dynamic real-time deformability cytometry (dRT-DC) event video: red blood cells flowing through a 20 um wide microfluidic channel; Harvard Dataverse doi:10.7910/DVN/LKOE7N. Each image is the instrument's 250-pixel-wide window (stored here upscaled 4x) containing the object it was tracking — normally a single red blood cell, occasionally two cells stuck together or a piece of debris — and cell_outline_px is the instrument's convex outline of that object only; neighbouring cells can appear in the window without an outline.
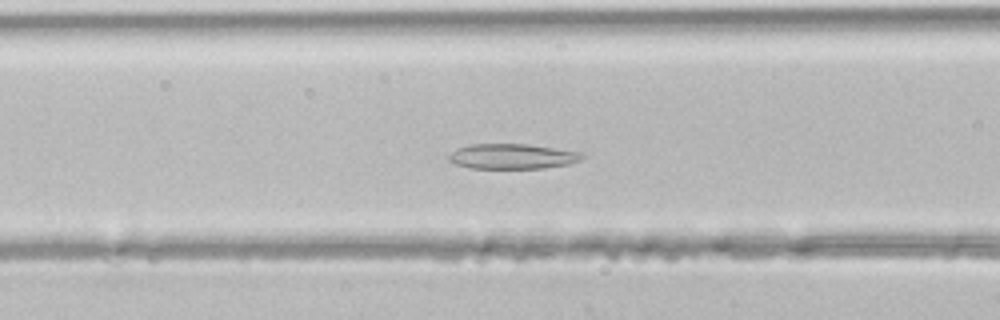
{"species": "common noctule bat (a hibernating species)", "species_latin": "Nyctalus noctula", "temperature_condition": "room temperature", "stored_images_in_passage": 37, "camera_frame_rate_fps": 3000, "um_per_image_px": 0.085, "animal": {"sex": "male", "body_mass_g": 21.5, "forearm_length_mm": 52.0}, "frame": {"image": 1, "passage_image": 11, "time_ms": 3.333, "image_size_px": [1000, 320], "cell_outline_px": [[584, 156], [580, 160], [568, 164], [544, 168], [472, 168], [456, 164], [448, 160], [448, 156], [456, 148], [472, 144], [528, 144], [580, 152]], "centroid_in_image_um": [43.52, 13.29], "position_along_channel_um": 123.1, "area_um2": 19.36}}
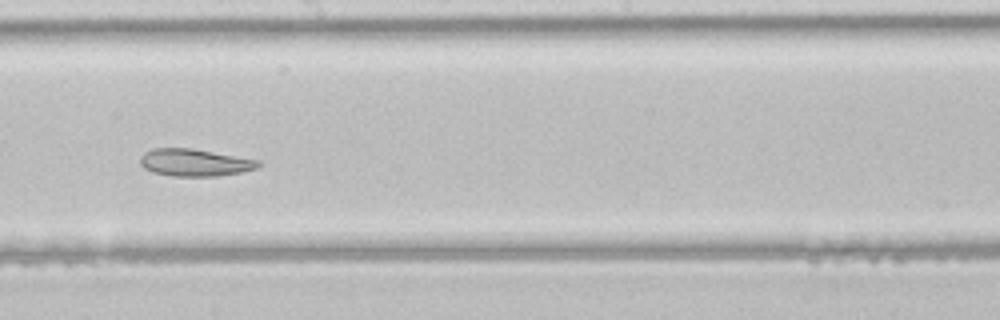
{"frame": {"image": 2, "passage_image": 18, "time_ms": 5.667, "image_size_px": [1000, 320], "cell_outline_px": [[260, 164], [256, 168], [240, 172], [216, 176], [172, 176], [152, 172], [144, 168], [140, 164], [140, 156], [144, 152], [152, 148], [192, 148], [260, 160]], "centroid_in_image_um": [16.51, 13.81], "position_along_channel_um": 231.7, "area_um2": 18.79}}
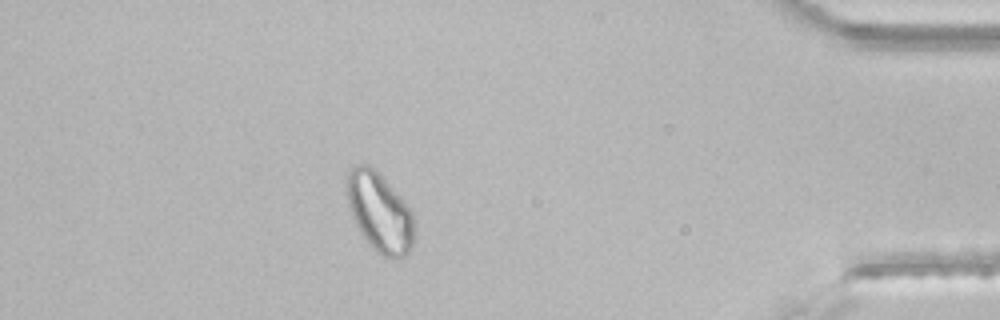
{"frame": {"image": 3, "passage_image": 32, "time_ms": 10.333, "image_size_px": [1000, 320], "cell_outline_px": [[416, 220], [412, 244], [408, 252], [400, 260], [392, 260], [376, 252], [360, 232], [352, 216], [344, 192], [344, 180], [348, 172], [356, 164], [368, 164], [384, 180], [408, 208]], "centroid_in_image_um": [32.22, 18.07], "position_along_channel_um": 403.0, "area_um2": 31.1}}